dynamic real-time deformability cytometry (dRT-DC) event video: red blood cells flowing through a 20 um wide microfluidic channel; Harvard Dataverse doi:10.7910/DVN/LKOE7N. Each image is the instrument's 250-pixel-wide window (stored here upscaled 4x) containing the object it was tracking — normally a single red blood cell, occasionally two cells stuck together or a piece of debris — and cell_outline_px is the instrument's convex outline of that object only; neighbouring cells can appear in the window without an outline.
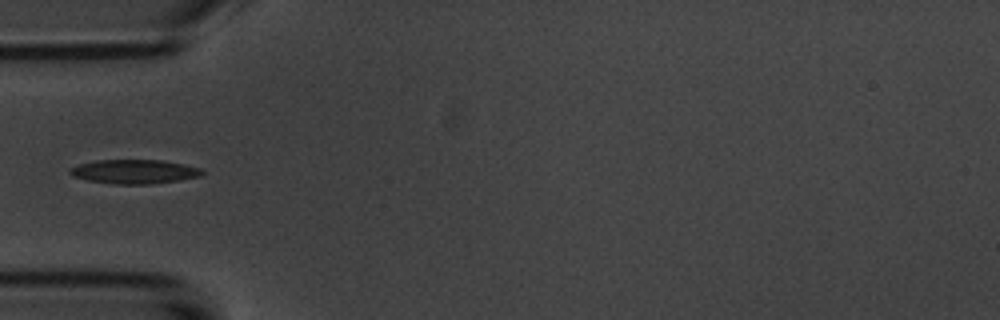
{"species": "common noctule bat (a hibernating species)", "species_latin": "Nyctalus noctula", "temperature_condition": "room temperature", "stored_images_in_passage": 5, "camera_frame_rate_fps": 3000, "um_per_image_px": 0.085, "animal": {"sex": "male", "body_mass_g": 20.1, "forearm_length_mm": 53.5}, "frame": {"image": 1, "passage_image": 5, "time_ms": 4.667, "image_size_px": [1000, 320], "cell_outline_px": [[204, 172], [200, 176], [180, 180], [152, 184], [112, 184], [88, 180], [72, 176], [68, 172], [72, 168], [80, 164], [96, 160], [164, 160], [184, 164], [200, 168]], "centroid_in_image_um": [11.44, 14.59], "position_along_channel_um": 73.6, "area_um2": 18.55}}